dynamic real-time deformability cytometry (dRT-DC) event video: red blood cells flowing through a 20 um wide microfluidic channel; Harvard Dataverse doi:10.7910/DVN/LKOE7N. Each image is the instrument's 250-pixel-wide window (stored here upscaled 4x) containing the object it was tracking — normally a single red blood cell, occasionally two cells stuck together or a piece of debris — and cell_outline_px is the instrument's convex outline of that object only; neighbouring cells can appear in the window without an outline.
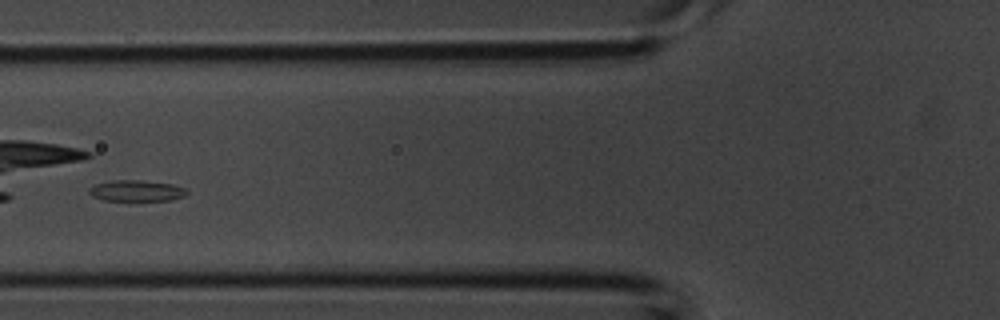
{"species": "common noctule bat (a hibernating species)", "species_latin": "Nyctalus noctula", "temperature_condition": "room temperature", "stored_images_in_passage": 5, "camera_frame_rate_fps": 3000, "um_per_image_px": 0.085, "animal": {"sex": "male", "body_mass_g": 20.1, "forearm_length_mm": 53.5}, "frame": {"image": 1, "passage_image": 5, "time_ms": 1.333, "image_size_px": [1000, 320], "cell_outline_px": [[188, 192], [184, 196], [172, 200], [104, 200], [92, 196], [88, 192], [88, 188], [96, 184], [112, 180], [136, 180], [172, 184], [184, 188]], "centroid_in_image_um": [11.57, 16.21], "position_along_channel_um": 114.2, "area_um2": 11.85}}